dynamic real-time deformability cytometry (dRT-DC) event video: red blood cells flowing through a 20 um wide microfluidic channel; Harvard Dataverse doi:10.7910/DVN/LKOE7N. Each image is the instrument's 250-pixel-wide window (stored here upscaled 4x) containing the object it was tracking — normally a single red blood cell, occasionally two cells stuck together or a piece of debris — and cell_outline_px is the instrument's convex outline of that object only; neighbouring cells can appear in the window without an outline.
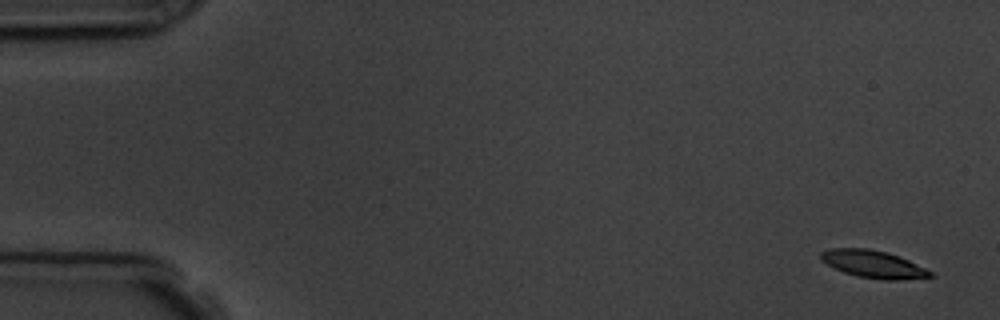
{"species": "common noctule bat (a hibernating species)", "species_latin": "Nyctalus noctula", "temperature_condition": "room temperature", "stored_images_in_passage": 6, "segment_of_instrument_passage": [1, 2], "camera_frame_rate_fps": 3000, "um_per_image_px": 0.085, "animal": {"sex": "male", "body_mass_g": 19.5, "forearm_length_mm": 54.6}, "frame": {"image": 1, "passage_image": 1, "time_ms": 0.0, "image_size_px": [1000, 320], "cell_outline_px": [[936, 276], [896, 280], [884, 280], [856, 276], [844, 272], [820, 260], [820, 252], [832, 248], [868, 248], [888, 252], [900, 256], [932, 272]], "centroid_in_image_um": [74.23, 22.44], "position_along_channel_um": 10.8, "area_um2": 17.46}}
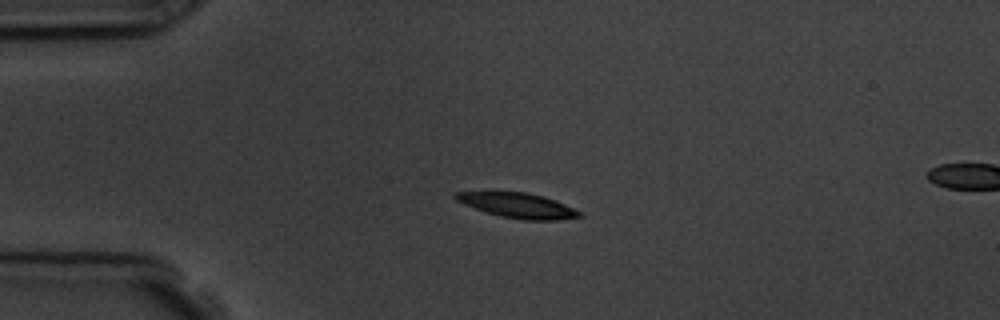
{"frame": {"image": 2, "passage_image": 4, "time_ms": 3.667, "image_size_px": [1000, 320], "cell_outline_px": [[584, 216], [556, 220], [524, 220], [500, 216], [464, 204], [456, 200], [452, 196], [456, 192], [528, 192], [544, 196], [556, 200], [580, 212]], "centroid_in_image_um": [44.03, 17.46], "position_along_channel_um": 41.0, "area_um2": 17.8}}